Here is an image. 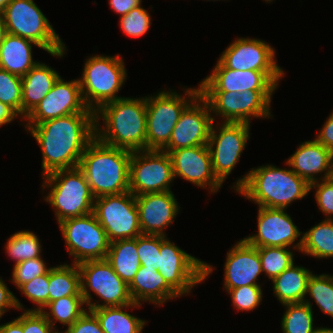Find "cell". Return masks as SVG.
I'll use <instances>...</instances> for the list:
<instances>
[{"mask_svg":"<svg viewBox=\"0 0 333 333\" xmlns=\"http://www.w3.org/2000/svg\"><path fill=\"white\" fill-rule=\"evenodd\" d=\"M44 176V186L53 187L46 201L54 207L58 223L93 212L95 198L79 167L55 170Z\"/></svg>","mask_w":333,"mask_h":333,"instance_id":"cell-5","label":"cell"},{"mask_svg":"<svg viewBox=\"0 0 333 333\" xmlns=\"http://www.w3.org/2000/svg\"><path fill=\"white\" fill-rule=\"evenodd\" d=\"M137 251L141 266L159 269L160 235L141 234L137 236Z\"/></svg>","mask_w":333,"mask_h":333,"instance_id":"cell-39","label":"cell"},{"mask_svg":"<svg viewBox=\"0 0 333 333\" xmlns=\"http://www.w3.org/2000/svg\"><path fill=\"white\" fill-rule=\"evenodd\" d=\"M2 15L8 34L33 41L53 56H63V42L33 0H11Z\"/></svg>","mask_w":333,"mask_h":333,"instance_id":"cell-6","label":"cell"},{"mask_svg":"<svg viewBox=\"0 0 333 333\" xmlns=\"http://www.w3.org/2000/svg\"><path fill=\"white\" fill-rule=\"evenodd\" d=\"M23 309L21 303L6 287L2 279H0V317L6 312L7 308Z\"/></svg>","mask_w":333,"mask_h":333,"instance_id":"cell-47","label":"cell"},{"mask_svg":"<svg viewBox=\"0 0 333 333\" xmlns=\"http://www.w3.org/2000/svg\"><path fill=\"white\" fill-rule=\"evenodd\" d=\"M139 307L138 303L125 306L89 309L98 319L104 333H140L145 321L124 312V307Z\"/></svg>","mask_w":333,"mask_h":333,"instance_id":"cell-30","label":"cell"},{"mask_svg":"<svg viewBox=\"0 0 333 333\" xmlns=\"http://www.w3.org/2000/svg\"><path fill=\"white\" fill-rule=\"evenodd\" d=\"M275 90L244 92H200L210 110L226 119L224 122L250 124L249 116L269 117L271 95Z\"/></svg>","mask_w":333,"mask_h":333,"instance_id":"cell-13","label":"cell"},{"mask_svg":"<svg viewBox=\"0 0 333 333\" xmlns=\"http://www.w3.org/2000/svg\"><path fill=\"white\" fill-rule=\"evenodd\" d=\"M18 114L7 104L0 102V126L11 122Z\"/></svg>","mask_w":333,"mask_h":333,"instance_id":"cell-51","label":"cell"},{"mask_svg":"<svg viewBox=\"0 0 333 333\" xmlns=\"http://www.w3.org/2000/svg\"><path fill=\"white\" fill-rule=\"evenodd\" d=\"M129 292L134 303L150 301L163 304L168 299L179 295L166 283L158 270L140 266L133 281L129 285Z\"/></svg>","mask_w":333,"mask_h":333,"instance_id":"cell-25","label":"cell"},{"mask_svg":"<svg viewBox=\"0 0 333 333\" xmlns=\"http://www.w3.org/2000/svg\"><path fill=\"white\" fill-rule=\"evenodd\" d=\"M294 248L317 258L333 257V219L312 227L303 234Z\"/></svg>","mask_w":333,"mask_h":333,"instance_id":"cell-31","label":"cell"},{"mask_svg":"<svg viewBox=\"0 0 333 333\" xmlns=\"http://www.w3.org/2000/svg\"><path fill=\"white\" fill-rule=\"evenodd\" d=\"M190 103L175 92L146 97L147 150H162L169 143L181 113Z\"/></svg>","mask_w":333,"mask_h":333,"instance_id":"cell-15","label":"cell"},{"mask_svg":"<svg viewBox=\"0 0 333 333\" xmlns=\"http://www.w3.org/2000/svg\"><path fill=\"white\" fill-rule=\"evenodd\" d=\"M314 333H333V329L331 328H316Z\"/></svg>","mask_w":333,"mask_h":333,"instance_id":"cell-53","label":"cell"},{"mask_svg":"<svg viewBox=\"0 0 333 333\" xmlns=\"http://www.w3.org/2000/svg\"><path fill=\"white\" fill-rule=\"evenodd\" d=\"M120 18L122 30L131 37H140L150 28V15L141 6L133 8L128 14Z\"/></svg>","mask_w":333,"mask_h":333,"instance_id":"cell-40","label":"cell"},{"mask_svg":"<svg viewBox=\"0 0 333 333\" xmlns=\"http://www.w3.org/2000/svg\"><path fill=\"white\" fill-rule=\"evenodd\" d=\"M287 247H259L262 271L272 280L294 263L293 254Z\"/></svg>","mask_w":333,"mask_h":333,"instance_id":"cell-36","label":"cell"},{"mask_svg":"<svg viewBox=\"0 0 333 333\" xmlns=\"http://www.w3.org/2000/svg\"><path fill=\"white\" fill-rule=\"evenodd\" d=\"M307 293H310L321 311L333 317V276L311 274L307 283Z\"/></svg>","mask_w":333,"mask_h":333,"instance_id":"cell-37","label":"cell"},{"mask_svg":"<svg viewBox=\"0 0 333 333\" xmlns=\"http://www.w3.org/2000/svg\"><path fill=\"white\" fill-rule=\"evenodd\" d=\"M35 42L20 36L7 34L0 44V68L23 77L38 62L32 60V45Z\"/></svg>","mask_w":333,"mask_h":333,"instance_id":"cell-27","label":"cell"},{"mask_svg":"<svg viewBox=\"0 0 333 333\" xmlns=\"http://www.w3.org/2000/svg\"><path fill=\"white\" fill-rule=\"evenodd\" d=\"M27 126L42 149L46 175L79 167L87 145L95 138V113H74Z\"/></svg>","mask_w":333,"mask_h":333,"instance_id":"cell-1","label":"cell"},{"mask_svg":"<svg viewBox=\"0 0 333 333\" xmlns=\"http://www.w3.org/2000/svg\"><path fill=\"white\" fill-rule=\"evenodd\" d=\"M49 302L67 296H82L77 264L60 265L49 270Z\"/></svg>","mask_w":333,"mask_h":333,"instance_id":"cell-32","label":"cell"},{"mask_svg":"<svg viewBox=\"0 0 333 333\" xmlns=\"http://www.w3.org/2000/svg\"><path fill=\"white\" fill-rule=\"evenodd\" d=\"M7 28L4 22V18L2 13H0V44L4 41L6 35H7Z\"/></svg>","mask_w":333,"mask_h":333,"instance_id":"cell-52","label":"cell"},{"mask_svg":"<svg viewBox=\"0 0 333 333\" xmlns=\"http://www.w3.org/2000/svg\"><path fill=\"white\" fill-rule=\"evenodd\" d=\"M86 61L79 83L86 106L95 112L105 103L122 98L117 97L116 93L126 79V71L120 55H97Z\"/></svg>","mask_w":333,"mask_h":333,"instance_id":"cell-7","label":"cell"},{"mask_svg":"<svg viewBox=\"0 0 333 333\" xmlns=\"http://www.w3.org/2000/svg\"><path fill=\"white\" fill-rule=\"evenodd\" d=\"M174 178L169 153L162 150L132 152L129 164V191L134 196L170 191L169 185Z\"/></svg>","mask_w":333,"mask_h":333,"instance_id":"cell-12","label":"cell"},{"mask_svg":"<svg viewBox=\"0 0 333 333\" xmlns=\"http://www.w3.org/2000/svg\"><path fill=\"white\" fill-rule=\"evenodd\" d=\"M0 333H23V315L0 326Z\"/></svg>","mask_w":333,"mask_h":333,"instance_id":"cell-50","label":"cell"},{"mask_svg":"<svg viewBox=\"0 0 333 333\" xmlns=\"http://www.w3.org/2000/svg\"><path fill=\"white\" fill-rule=\"evenodd\" d=\"M221 125L219 134H216L212 123L207 145L214 175L223 183L239 161L241 152L246 146L250 124L224 122Z\"/></svg>","mask_w":333,"mask_h":333,"instance_id":"cell-16","label":"cell"},{"mask_svg":"<svg viewBox=\"0 0 333 333\" xmlns=\"http://www.w3.org/2000/svg\"><path fill=\"white\" fill-rule=\"evenodd\" d=\"M286 163L309 184L317 181L313 174L319 172L326 171L322 179L333 177V152L316 139L302 142Z\"/></svg>","mask_w":333,"mask_h":333,"instance_id":"cell-24","label":"cell"},{"mask_svg":"<svg viewBox=\"0 0 333 333\" xmlns=\"http://www.w3.org/2000/svg\"><path fill=\"white\" fill-rule=\"evenodd\" d=\"M111 8L121 16L128 14L133 8L141 6V0H110Z\"/></svg>","mask_w":333,"mask_h":333,"instance_id":"cell-49","label":"cell"},{"mask_svg":"<svg viewBox=\"0 0 333 333\" xmlns=\"http://www.w3.org/2000/svg\"><path fill=\"white\" fill-rule=\"evenodd\" d=\"M106 260L115 273L129 286L141 266L137 251V237L111 242Z\"/></svg>","mask_w":333,"mask_h":333,"instance_id":"cell-29","label":"cell"},{"mask_svg":"<svg viewBox=\"0 0 333 333\" xmlns=\"http://www.w3.org/2000/svg\"><path fill=\"white\" fill-rule=\"evenodd\" d=\"M50 269L51 268L45 266L41 257L22 261L15 264L12 273V281L19 288L21 285L33 280L35 277L46 274Z\"/></svg>","mask_w":333,"mask_h":333,"instance_id":"cell-42","label":"cell"},{"mask_svg":"<svg viewBox=\"0 0 333 333\" xmlns=\"http://www.w3.org/2000/svg\"><path fill=\"white\" fill-rule=\"evenodd\" d=\"M316 140L333 152V113L329 116Z\"/></svg>","mask_w":333,"mask_h":333,"instance_id":"cell-48","label":"cell"},{"mask_svg":"<svg viewBox=\"0 0 333 333\" xmlns=\"http://www.w3.org/2000/svg\"><path fill=\"white\" fill-rule=\"evenodd\" d=\"M142 234L165 235L164 227L172 223L179 207L171 191L135 196Z\"/></svg>","mask_w":333,"mask_h":333,"instance_id":"cell-22","label":"cell"},{"mask_svg":"<svg viewBox=\"0 0 333 333\" xmlns=\"http://www.w3.org/2000/svg\"><path fill=\"white\" fill-rule=\"evenodd\" d=\"M285 209L259 207L258 233L244 238L254 247H288L301 234Z\"/></svg>","mask_w":333,"mask_h":333,"instance_id":"cell-21","label":"cell"},{"mask_svg":"<svg viewBox=\"0 0 333 333\" xmlns=\"http://www.w3.org/2000/svg\"><path fill=\"white\" fill-rule=\"evenodd\" d=\"M311 274L306 268L294 266L293 263L272 279L275 296L283 305L304 302Z\"/></svg>","mask_w":333,"mask_h":333,"instance_id":"cell-28","label":"cell"},{"mask_svg":"<svg viewBox=\"0 0 333 333\" xmlns=\"http://www.w3.org/2000/svg\"><path fill=\"white\" fill-rule=\"evenodd\" d=\"M225 289L259 286L256 282L262 271L257 247L240 240L227 254L225 263Z\"/></svg>","mask_w":333,"mask_h":333,"instance_id":"cell-23","label":"cell"},{"mask_svg":"<svg viewBox=\"0 0 333 333\" xmlns=\"http://www.w3.org/2000/svg\"><path fill=\"white\" fill-rule=\"evenodd\" d=\"M84 304L83 296H67L49 302L45 307L50 309V313L45 312L44 310L41 312L53 327L56 321L70 327L86 311L82 308ZM51 315L54 316V318H50L52 317ZM51 319L56 321L53 322Z\"/></svg>","mask_w":333,"mask_h":333,"instance_id":"cell-33","label":"cell"},{"mask_svg":"<svg viewBox=\"0 0 333 333\" xmlns=\"http://www.w3.org/2000/svg\"><path fill=\"white\" fill-rule=\"evenodd\" d=\"M80 272L81 294L88 309L125 306L133 303L129 286L115 273L106 260H88L77 264ZM104 300L105 304L91 303L87 287Z\"/></svg>","mask_w":333,"mask_h":333,"instance_id":"cell-8","label":"cell"},{"mask_svg":"<svg viewBox=\"0 0 333 333\" xmlns=\"http://www.w3.org/2000/svg\"><path fill=\"white\" fill-rule=\"evenodd\" d=\"M74 113L95 112L83 100L79 79L64 82L59 77L45 98L25 118L28 120L27 125H37Z\"/></svg>","mask_w":333,"mask_h":333,"instance_id":"cell-18","label":"cell"},{"mask_svg":"<svg viewBox=\"0 0 333 333\" xmlns=\"http://www.w3.org/2000/svg\"><path fill=\"white\" fill-rule=\"evenodd\" d=\"M89 313L85 311L64 333H104L97 317L91 311Z\"/></svg>","mask_w":333,"mask_h":333,"instance_id":"cell-46","label":"cell"},{"mask_svg":"<svg viewBox=\"0 0 333 333\" xmlns=\"http://www.w3.org/2000/svg\"><path fill=\"white\" fill-rule=\"evenodd\" d=\"M173 173L199 187L210 186L211 192H217L222 183L214 175L208 145L172 150L169 153Z\"/></svg>","mask_w":333,"mask_h":333,"instance_id":"cell-20","label":"cell"},{"mask_svg":"<svg viewBox=\"0 0 333 333\" xmlns=\"http://www.w3.org/2000/svg\"><path fill=\"white\" fill-rule=\"evenodd\" d=\"M186 90V95L188 94L192 101L181 113L169 143L162 149L167 153L181 148L207 145L209 141L211 126L214 122V118L209 113L211 112L209 104L200 95V88ZM200 102L203 105H200Z\"/></svg>","mask_w":333,"mask_h":333,"instance_id":"cell-14","label":"cell"},{"mask_svg":"<svg viewBox=\"0 0 333 333\" xmlns=\"http://www.w3.org/2000/svg\"><path fill=\"white\" fill-rule=\"evenodd\" d=\"M59 77L54 69L39 62L21 77L23 118L45 98Z\"/></svg>","mask_w":333,"mask_h":333,"instance_id":"cell-26","label":"cell"},{"mask_svg":"<svg viewBox=\"0 0 333 333\" xmlns=\"http://www.w3.org/2000/svg\"><path fill=\"white\" fill-rule=\"evenodd\" d=\"M132 151L108 146L96 137L87 145L79 168L84 172L94 198L129 191Z\"/></svg>","mask_w":333,"mask_h":333,"instance_id":"cell-3","label":"cell"},{"mask_svg":"<svg viewBox=\"0 0 333 333\" xmlns=\"http://www.w3.org/2000/svg\"><path fill=\"white\" fill-rule=\"evenodd\" d=\"M19 289L33 303L39 305L37 309L27 311H39L49 303V271L46 274L35 277L33 280L21 285Z\"/></svg>","mask_w":333,"mask_h":333,"instance_id":"cell-41","label":"cell"},{"mask_svg":"<svg viewBox=\"0 0 333 333\" xmlns=\"http://www.w3.org/2000/svg\"><path fill=\"white\" fill-rule=\"evenodd\" d=\"M41 246L38 237L30 231H19L12 235L6 245L9 256L15 259L16 263L39 258Z\"/></svg>","mask_w":333,"mask_h":333,"instance_id":"cell-35","label":"cell"},{"mask_svg":"<svg viewBox=\"0 0 333 333\" xmlns=\"http://www.w3.org/2000/svg\"><path fill=\"white\" fill-rule=\"evenodd\" d=\"M318 188L316 190V201L320 210L328 215L329 218L333 214V177L328 179H322L321 183L317 180L310 184V190L312 188Z\"/></svg>","mask_w":333,"mask_h":333,"instance_id":"cell-44","label":"cell"},{"mask_svg":"<svg viewBox=\"0 0 333 333\" xmlns=\"http://www.w3.org/2000/svg\"><path fill=\"white\" fill-rule=\"evenodd\" d=\"M11 0H0V13L3 12L4 8L7 6V4L10 2Z\"/></svg>","mask_w":333,"mask_h":333,"instance_id":"cell-54","label":"cell"},{"mask_svg":"<svg viewBox=\"0 0 333 333\" xmlns=\"http://www.w3.org/2000/svg\"><path fill=\"white\" fill-rule=\"evenodd\" d=\"M93 212L110 243L142 234L135 196L130 191L95 198Z\"/></svg>","mask_w":333,"mask_h":333,"instance_id":"cell-11","label":"cell"},{"mask_svg":"<svg viewBox=\"0 0 333 333\" xmlns=\"http://www.w3.org/2000/svg\"><path fill=\"white\" fill-rule=\"evenodd\" d=\"M287 310L282 318L283 333H314L313 313L311 303L304 300L302 303L285 304Z\"/></svg>","mask_w":333,"mask_h":333,"instance_id":"cell-34","label":"cell"},{"mask_svg":"<svg viewBox=\"0 0 333 333\" xmlns=\"http://www.w3.org/2000/svg\"><path fill=\"white\" fill-rule=\"evenodd\" d=\"M46 317L39 311H25L23 313V333H60L54 331Z\"/></svg>","mask_w":333,"mask_h":333,"instance_id":"cell-45","label":"cell"},{"mask_svg":"<svg viewBox=\"0 0 333 333\" xmlns=\"http://www.w3.org/2000/svg\"><path fill=\"white\" fill-rule=\"evenodd\" d=\"M74 264L106 259L110 242L94 212L59 223Z\"/></svg>","mask_w":333,"mask_h":333,"instance_id":"cell-10","label":"cell"},{"mask_svg":"<svg viewBox=\"0 0 333 333\" xmlns=\"http://www.w3.org/2000/svg\"><path fill=\"white\" fill-rule=\"evenodd\" d=\"M99 114L105 121L102 132H99ZM146 116V97H123L105 103L95 111V137L108 146L132 152L147 150Z\"/></svg>","mask_w":333,"mask_h":333,"instance_id":"cell-2","label":"cell"},{"mask_svg":"<svg viewBox=\"0 0 333 333\" xmlns=\"http://www.w3.org/2000/svg\"><path fill=\"white\" fill-rule=\"evenodd\" d=\"M274 49L262 40L238 38L219 60L232 70L283 71L276 64Z\"/></svg>","mask_w":333,"mask_h":333,"instance_id":"cell-19","label":"cell"},{"mask_svg":"<svg viewBox=\"0 0 333 333\" xmlns=\"http://www.w3.org/2000/svg\"><path fill=\"white\" fill-rule=\"evenodd\" d=\"M283 71H238L227 68L220 60L213 73L200 84V92H244L275 90Z\"/></svg>","mask_w":333,"mask_h":333,"instance_id":"cell-17","label":"cell"},{"mask_svg":"<svg viewBox=\"0 0 333 333\" xmlns=\"http://www.w3.org/2000/svg\"><path fill=\"white\" fill-rule=\"evenodd\" d=\"M259 207L285 209L310 192V184L293 170L267 165L249 171L234 186Z\"/></svg>","mask_w":333,"mask_h":333,"instance_id":"cell-4","label":"cell"},{"mask_svg":"<svg viewBox=\"0 0 333 333\" xmlns=\"http://www.w3.org/2000/svg\"><path fill=\"white\" fill-rule=\"evenodd\" d=\"M165 237L160 235L158 272L179 296L188 294L194 285L208 277L213 268L187 254Z\"/></svg>","mask_w":333,"mask_h":333,"instance_id":"cell-9","label":"cell"},{"mask_svg":"<svg viewBox=\"0 0 333 333\" xmlns=\"http://www.w3.org/2000/svg\"><path fill=\"white\" fill-rule=\"evenodd\" d=\"M0 102L22 115V79L0 68Z\"/></svg>","mask_w":333,"mask_h":333,"instance_id":"cell-38","label":"cell"},{"mask_svg":"<svg viewBox=\"0 0 333 333\" xmlns=\"http://www.w3.org/2000/svg\"><path fill=\"white\" fill-rule=\"evenodd\" d=\"M231 295L234 307L239 310H254L262 301L260 286H242L234 289H226Z\"/></svg>","mask_w":333,"mask_h":333,"instance_id":"cell-43","label":"cell"}]
</instances>
